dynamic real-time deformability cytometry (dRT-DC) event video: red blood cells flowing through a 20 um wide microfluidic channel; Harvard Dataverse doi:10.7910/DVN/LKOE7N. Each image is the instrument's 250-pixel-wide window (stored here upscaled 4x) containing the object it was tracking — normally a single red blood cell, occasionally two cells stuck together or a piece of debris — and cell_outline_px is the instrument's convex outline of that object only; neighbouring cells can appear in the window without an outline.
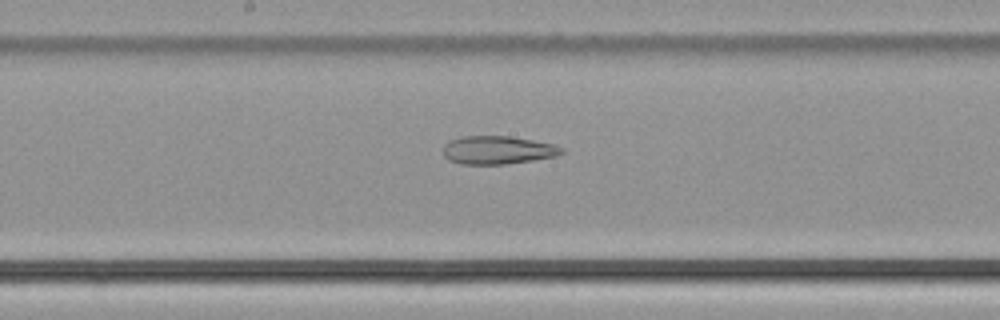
{"species": "common noctule bat (a hibernating species)", "species_latin": "Nyctalus noctula", "temperature_condition": "cold", "stored_images_in_passage": 51, "camera_frame_rate_fps": 3000, "um_per_image_px": 0.085, "animal": {"sex": "male", "body_mass_g": 21.5, "forearm_length_mm": 52.0}, "frame": {"image": 1, "passage_image": 27, "time_ms": 8.667, "image_size_px": [1000, 320], "cell_outline_px": [[564, 152], [556, 156], [532, 160], [504, 164], [460, 164], [448, 160], [444, 156], [444, 144], [448, 140], [464, 136], [508, 136], [532, 140], [552, 144], [564, 148]], "centroid_in_image_um": [42.27, 12.75], "position_along_channel_um": 205.9, "area_um2": 19.42}}
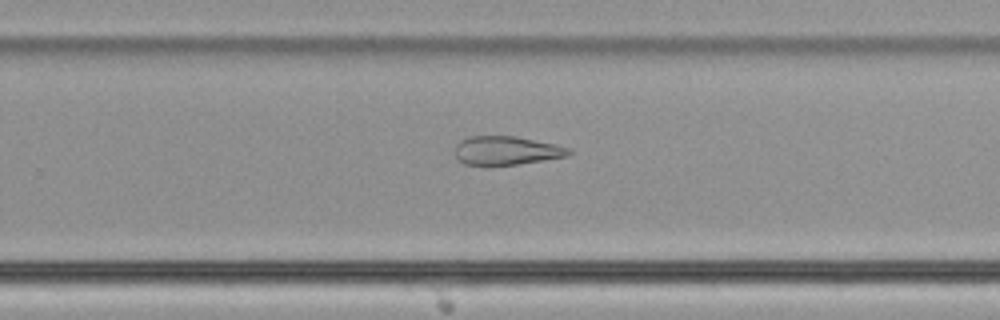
{"frame": {"image": 2, "passage_image": 33, "time_ms": 10.667, "image_size_px": [1000, 320], "cell_outline_px": [[572, 152], [568, 156], [544, 160], [516, 164], [464, 164], [456, 160], [456, 144], [460, 140], [468, 136], [516, 136], [556, 144], [572, 148]], "centroid_in_image_um": [43.07, 12.78], "position_along_channel_um": 286.7, "area_um2": 19.02}}
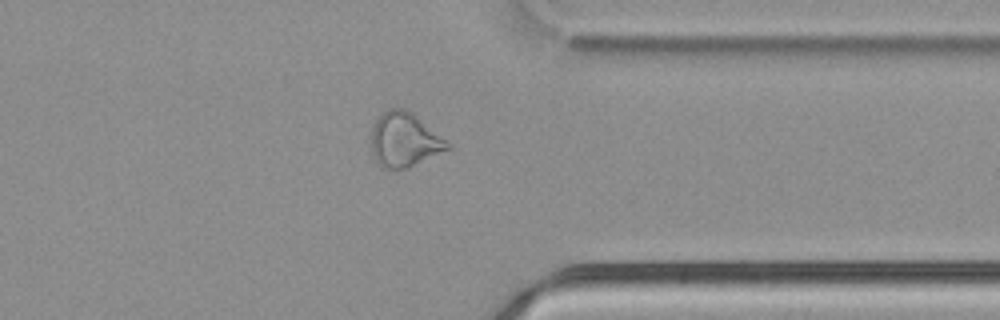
{"frame": {"image": 3, "passage_image": 40, "time_ms": 13.0, "image_size_px": [1000, 320], "cell_outline_px": [[452, 148], [408, 168], [380, 168], [372, 152], [372, 128], [376, 120], [388, 108], [404, 108], [412, 112], [448, 140], [452, 144]], "centroid_in_image_um": [34.42, 11.88], "position_along_channel_um": 377.0, "area_um2": 24.28}}